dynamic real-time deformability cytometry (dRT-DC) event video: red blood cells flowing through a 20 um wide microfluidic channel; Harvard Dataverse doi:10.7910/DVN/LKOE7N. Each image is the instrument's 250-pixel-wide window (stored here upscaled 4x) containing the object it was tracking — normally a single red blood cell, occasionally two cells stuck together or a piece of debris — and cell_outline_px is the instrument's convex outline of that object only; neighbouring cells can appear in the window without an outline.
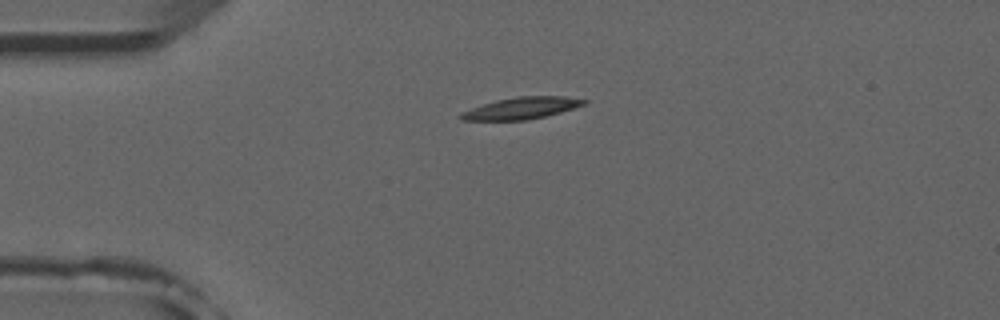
{"species": "common noctule bat (a hibernating species)", "species_latin": "Nyctalus noctula", "temperature_condition": "room temperature", "stored_images_in_passage": 2, "camera_frame_rate_fps": 3000, "um_per_image_px": 0.085, "animal": {"sex": "male", "forearm_length_mm": 52.5}, "frame": {"image": 1, "passage_image": 1, "time_ms": 0.0, "image_size_px": [1000, 320], "cell_outline_px": [[588, 100], [584, 104], [560, 112], [528, 120], [460, 120], [456, 116], [460, 112], [496, 100], [516, 96], [564, 96]], "centroid_in_image_um": [44.27, 9.19], "position_along_channel_um": 40.7, "area_um2": 15.55}}